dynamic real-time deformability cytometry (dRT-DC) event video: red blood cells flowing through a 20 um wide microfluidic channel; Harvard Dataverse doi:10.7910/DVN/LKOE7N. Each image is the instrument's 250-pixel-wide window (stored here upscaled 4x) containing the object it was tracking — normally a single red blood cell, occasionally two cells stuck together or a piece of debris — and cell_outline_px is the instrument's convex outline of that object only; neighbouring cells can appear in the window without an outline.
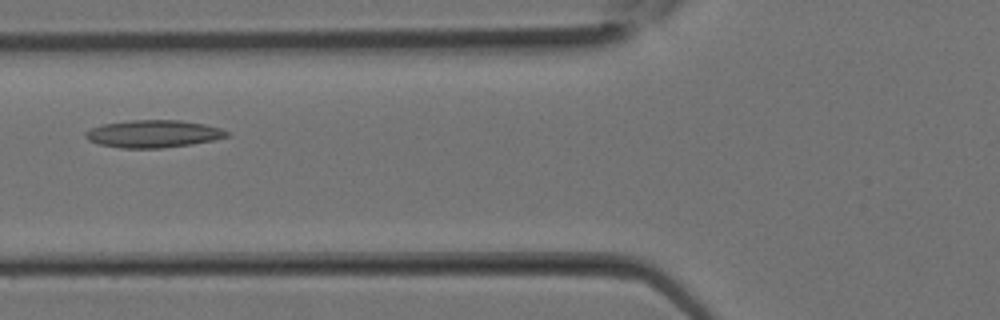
{"species": "Egyptian fruit bat (a non-hibernating species)", "species_latin": "Rousettus aegyptiacus", "temperature_condition": "room temperature", "stored_images_in_passage": 12, "camera_frame_rate_fps": 3000, "um_per_image_px": 0.085, "animal": {"sex": "female"}, "frame": {"image": 1, "passage_image": 9, "time_ms": 2.667, "image_size_px": [1000, 320], "cell_outline_px": [[232, 136], [216, 140], [192, 144], [164, 148], [120, 148], [100, 144], [88, 140], [84, 136], [84, 132], [92, 128], [104, 124], [132, 120], [180, 120], [204, 124], [220, 128], [232, 132]], "centroid_in_image_um": [13.11, 11.38], "position_along_channel_um": 112.7, "area_um2": 22.83}}
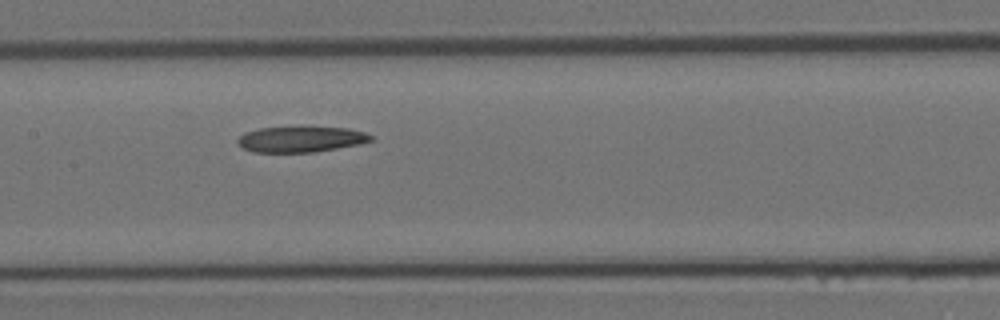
{"frame": {"image": 2, "passage_image": 12, "time_ms": 3.667, "image_size_px": [1000, 320], "cell_outline_px": [[372, 140], [360, 144], [312, 152], [252, 152], [244, 148], [236, 140], [244, 132], [260, 128], [348, 128], [364, 132], [372, 136]], "centroid_in_image_um": [25.55, 11.85], "position_along_channel_um": 181.8, "area_um2": 19.48}}